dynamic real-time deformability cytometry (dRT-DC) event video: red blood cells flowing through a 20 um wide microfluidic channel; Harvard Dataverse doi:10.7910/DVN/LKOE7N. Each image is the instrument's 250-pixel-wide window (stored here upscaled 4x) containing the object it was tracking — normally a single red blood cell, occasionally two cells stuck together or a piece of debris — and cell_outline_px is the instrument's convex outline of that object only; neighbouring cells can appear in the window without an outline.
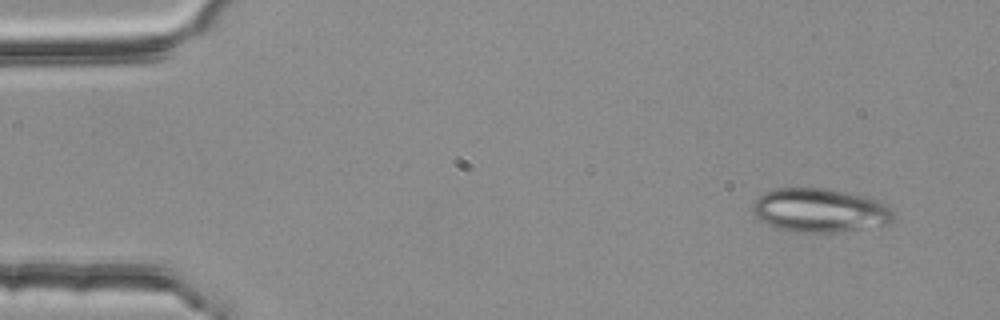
{"species": "common noctule bat (a hibernating species)", "species_latin": "Nyctalus noctula", "temperature_condition": "room temperature", "stored_images_in_passage": 4, "camera_frame_rate_fps": 3000, "um_per_image_px": 0.085, "animal": {"sex": "female", "body_mass_g": 25.1}, "frame": {"image": 1, "passage_image": 1, "time_ms": 0.0, "image_size_px": [1000, 320], "cell_outline_px": [[892, 220], [888, 224], [836, 232], [792, 232], [768, 224], [760, 220], [756, 216], [752, 208], [752, 204], [764, 192], [776, 188], [824, 188], [868, 196], [884, 200], [892, 212]], "centroid_in_image_um": [69.71, 17.86], "position_along_channel_um": 15.3, "area_um2": 35.95}}